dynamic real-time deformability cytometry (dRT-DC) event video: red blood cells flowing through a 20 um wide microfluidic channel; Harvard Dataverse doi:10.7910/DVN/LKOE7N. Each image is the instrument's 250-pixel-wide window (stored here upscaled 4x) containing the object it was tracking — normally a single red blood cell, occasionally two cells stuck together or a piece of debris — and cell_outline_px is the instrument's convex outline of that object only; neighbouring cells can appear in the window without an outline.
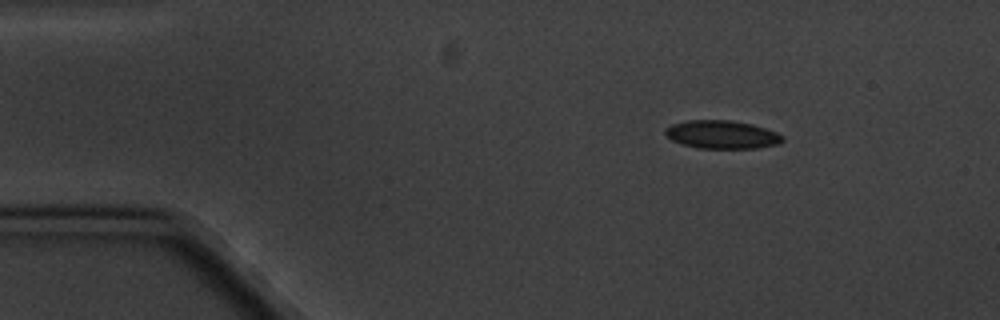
{"species": "common noctule bat (a hibernating species)", "species_latin": "Nyctalus noctula", "temperature_condition": "cold", "stored_images_in_passage": 3, "camera_frame_rate_fps": 3000, "um_per_image_px": 0.085, "animal": {"sex": "male", "body_mass_g": 20.1, "forearm_length_mm": 53.5}, "frame": {"image": 1, "passage_image": 1, "time_ms": 0.0, "image_size_px": [1000, 320], "cell_outline_px": [[784, 140], [776, 144], [756, 148], [696, 148], [672, 140], [664, 132], [672, 124], [688, 120], [728, 120], [752, 124], [776, 132], [784, 136]], "centroid_in_image_um": [61.38, 11.44], "position_along_channel_um": 23.6, "area_um2": 19.02}}